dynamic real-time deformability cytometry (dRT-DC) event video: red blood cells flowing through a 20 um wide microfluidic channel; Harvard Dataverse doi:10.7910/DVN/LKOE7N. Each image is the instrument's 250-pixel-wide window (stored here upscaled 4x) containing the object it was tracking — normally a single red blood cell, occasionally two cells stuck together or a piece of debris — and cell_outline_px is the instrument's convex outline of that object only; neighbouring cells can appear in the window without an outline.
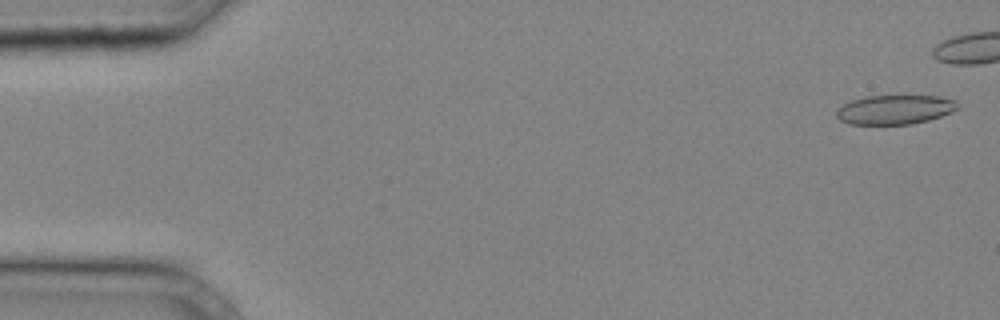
{"species": "common noctule bat (a hibernating species)", "species_latin": "Nyctalus noctula", "temperature_condition": "cold", "stored_images_in_passage": 31, "camera_frame_rate_fps": 3000, "um_per_image_px": 0.085, "animal": {"sex": "male", "body_mass_g": 20.4}, "frame": {"image": 1, "passage_image": 1, "time_ms": 0.0, "image_size_px": [1000, 320], "cell_outline_px": [[960, 104], [952, 112], [928, 120], [912, 124], [848, 124], [840, 120], [836, 116], [836, 108], [852, 100], [868, 96], [904, 92], [940, 96], [956, 100]], "centroid_in_image_um": [76.1, 9.25], "position_along_channel_um": 8.9, "area_um2": 21.73}}